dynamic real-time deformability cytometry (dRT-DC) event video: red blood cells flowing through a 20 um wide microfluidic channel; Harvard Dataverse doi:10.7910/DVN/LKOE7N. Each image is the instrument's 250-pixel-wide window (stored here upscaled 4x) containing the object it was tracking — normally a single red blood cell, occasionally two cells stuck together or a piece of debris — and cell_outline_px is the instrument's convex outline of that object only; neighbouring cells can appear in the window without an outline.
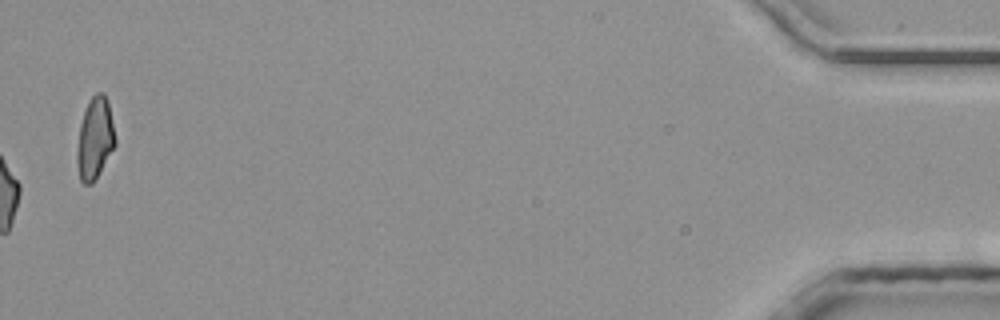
{"species": "common noctule bat (a hibernating species)", "species_latin": "Nyctalus noctula", "temperature_condition": "room temperature", "stored_images_in_passage": 45, "camera_frame_rate_fps": 3000, "um_per_image_px": 0.085, "animal": {"sex": "male", "body_mass_g": 20.4}, "frame": {"image": 1, "passage_image": 45, "time_ms": 14.667, "image_size_px": [1000, 320], "cell_outline_px": [[116, 144], [100, 172], [92, 184], [84, 184], [80, 180], [76, 164], [76, 152], [80, 124], [84, 112], [92, 96], [96, 92], [104, 92], [108, 100], [116, 140]], "centroid_in_image_um": [8.06, 11.78], "position_along_channel_um": 427.1, "area_um2": 18.26}}